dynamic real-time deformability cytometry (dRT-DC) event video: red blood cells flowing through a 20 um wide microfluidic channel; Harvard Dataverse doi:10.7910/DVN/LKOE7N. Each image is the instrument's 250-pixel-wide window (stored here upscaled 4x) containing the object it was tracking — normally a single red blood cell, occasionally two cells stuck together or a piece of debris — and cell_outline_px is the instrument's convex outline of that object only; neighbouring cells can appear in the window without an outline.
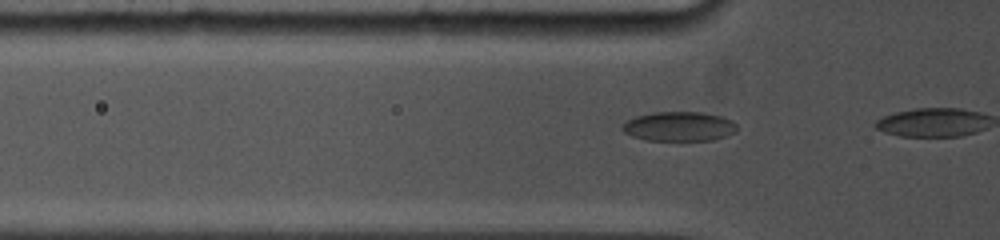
{"species": "common noctule bat (a hibernating species)", "species_latin": "Nyctalus noctula", "temperature_condition": "cold", "stored_images_in_passage": 5, "camera_frame_rate_fps": 5000, "um_per_image_px": 0.085, "animal": {"sex": "female", "body_mass_g": 19.0, "forearm_length_mm": 53.3}, "frame": {"image": 1, "passage_image": 4, "time_ms": 0.8, "image_size_px": [1000, 240], "cell_outline_px": [[736, 132], [712, 140], [648, 140], [632, 136], [624, 132], [620, 128], [628, 120], [636, 116], [652, 112], [704, 112], [720, 116], [732, 120], [736, 124]], "centroid_in_image_um": [57.72, 10.74], "position_along_channel_um": 68.1, "area_um2": 19.59}}